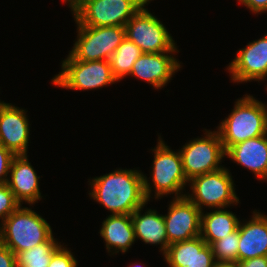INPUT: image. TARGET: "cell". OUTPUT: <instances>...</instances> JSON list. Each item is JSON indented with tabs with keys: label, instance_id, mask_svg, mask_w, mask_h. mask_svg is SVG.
Segmentation results:
<instances>
[{
	"label": "cell",
	"instance_id": "obj_29",
	"mask_svg": "<svg viewBox=\"0 0 267 267\" xmlns=\"http://www.w3.org/2000/svg\"><path fill=\"white\" fill-rule=\"evenodd\" d=\"M247 7L254 14H261L267 11V0H237Z\"/></svg>",
	"mask_w": 267,
	"mask_h": 267
},
{
	"label": "cell",
	"instance_id": "obj_31",
	"mask_svg": "<svg viewBox=\"0 0 267 267\" xmlns=\"http://www.w3.org/2000/svg\"><path fill=\"white\" fill-rule=\"evenodd\" d=\"M214 267H238L237 262H216Z\"/></svg>",
	"mask_w": 267,
	"mask_h": 267
},
{
	"label": "cell",
	"instance_id": "obj_16",
	"mask_svg": "<svg viewBox=\"0 0 267 267\" xmlns=\"http://www.w3.org/2000/svg\"><path fill=\"white\" fill-rule=\"evenodd\" d=\"M169 267H214L212 248L201 236L170 244L163 254Z\"/></svg>",
	"mask_w": 267,
	"mask_h": 267
},
{
	"label": "cell",
	"instance_id": "obj_5",
	"mask_svg": "<svg viewBox=\"0 0 267 267\" xmlns=\"http://www.w3.org/2000/svg\"><path fill=\"white\" fill-rule=\"evenodd\" d=\"M149 0H67L77 25L122 26Z\"/></svg>",
	"mask_w": 267,
	"mask_h": 267
},
{
	"label": "cell",
	"instance_id": "obj_10",
	"mask_svg": "<svg viewBox=\"0 0 267 267\" xmlns=\"http://www.w3.org/2000/svg\"><path fill=\"white\" fill-rule=\"evenodd\" d=\"M125 27L77 25V40L69 54L78 61H109L125 39Z\"/></svg>",
	"mask_w": 267,
	"mask_h": 267
},
{
	"label": "cell",
	"instance_id": "obj_2",
	"mask_svg": "<svg viewBox=\"0 0 267 267\" xmlns=\"http://www.w3.org/2000/svg\"><path fill=\"white\" fill-rule=\"evenodd\" d=\"M225 151L245 140L267 134V105L252 95L237 99L228 117L217 126Z\"/></svg>",
	"mask_w": 267,
	"mask_h": 267
},
{
	"label": "cell",
	"instance_id": "obj_23",
	"mask_svg": "<svg viewBox=\"0 0 267 267\" xmlns=\"http://www.w3.org/2000/svg\"><path fill=\"white\" fill-rule=\"evenodd\" d=\"M61 246L54 236L47 242L16 254L17 267H48L53 253Z\"/></svg>",
	"mask_w": 267,
	"mask_h": 267
},
{
	"label": "cell",
	"instance_id": "obj_22",
	"mask_svg": "<svg viewBox=\"0 0 267 267\" xmlns=\"http://www.w3.org/2000/svg\"><path fill=\"white\" fill-rule=\"evenodd\" d=\"M142 53L141 49L134 42L125 37L109 59L113 75L118 82L124 77L129 76L133 64Z\"/></svg>",
	"mask_w": 267,
	"mask_h": 267
},
{
	"label": "cell",
	"instance_id": "obj_7",
	"mask_svg": "<svg viewBox=\"0 0 267 267\" xmlns=\"http://www.w3.org/2000/svg\"><path fill=\"white\" fill-rule=\"evenodd\" d=\"M227 167L193 177L189 182L191 193L186 196L201 210L223 209L238 205L235 184Z\"/></svg>",
	"mask_w": 267,
	"mask_h": 267
},
{
	"label": "cell",
	"instance_id": "obj_30",
	"mask_svg": "<svg viewBox=\"0 0 267 267\" xmlns=\"http://www.w3.org/2000/svg\"><path fill=\"white\" fill-rule=\"evenodd\" d=\"M238 267H267V256L250 258L237 262Z\"/></svg>",
	"mask_w": 267,
	"mask_h": 267
},
{
	"label": "cell",
	"instance_id": "obj_15",
	"mask_svg": "<svg viewBox=\"0 0 267 267\" xmlns=\"http://www.w3.org/2000/svg\"><path fill=\"white\" fill-rule=\"evenodd\" d=\"M40 178L29 162L28 155H19L12 160L7 185L21 205L25 202L32 206L42 199Z\"/></svg>",
	"mask_w": 267,
	"mask_h": 267
},
{
	"label": "cell",
	"instance_id": "obj_25",
	"mask_svg": "<svg viewBox=\"0 0 267 267\" xmlns=\"http://www.w3.org/2000/svg\"><path fill=\"white\" fill-rule=\"evenodd\" d=\"M21 204L15 199L7 184L0 185V220L12 214Z\"/></svg>",
	"mask_w": 267,
	"mask_h": 267
},
{
	"label": "cell",
	"instance_id": "obj_18",
	"mask_svg": "<svg viewBox=\"0 0 267 267\" xmlns=\"http://www.w3.org/2000/svg\"><path fill=\"white\" fill-rule=\"evenodd\" d=\"M246 223L239 222L237 262L267 256V215L256 209Z\"/></svg>",
	"mask_w": 267,
	"mask_h": 267
},
{
	"label": "cell",
	"instance_id": "obj_13",
	"mask_svg": "<svg viewBox=\"0 0 267 267\" xmlns=\"http://www.w3.org/2000/svg\"><path fill=\"white\" fill-rule=\"evenodd\" d=\"M26 112L11 103L0 106V144L15 156L28 153L30 124Z\"/></svg>",
	"mask_w": 267,
	"mask_h": 267
},
{
	"label": "cell",
	"instance_id": "obj_27",
	"mask_svg": "<svg viewBox=\"0 0 267 267\" xmlns=\"http://www.w3.org/2000/svg\"><path fill=\"white\" fill-rule=\"evenodd\" d=\"M15 155L0 144V185L7 184L10 166Z\"/></svg>",
	"mask_w": 267,
	"mask_h": 267
},
{
	"label": "cell",
	"instance_id": "obj_19",
	"mask_svg": "<svg viewBox=\"0 0 267 267\" xmlns=\"http://www.w3.org/2000/svg\"><path fill=\"white\" fill-rule=\"evenodd\" d=\"M144 207L145 205L139 207L131 214L135 240L140 239L145 244L160 245V251L164 254L168 248L164 216L158 214L155 209H148L142 215Z\"/></svg>",
	"mask_w": 267,
	"mask_h": 267
},
{
	"label": "cell",
	"instance_id": "obj_6",
	"mask_svg": "<svg viewBox=\"0 0 267 267\" xmlns=\"http://www.w3.org/2000/svg\"><path fill=\"white\" fill-rule=\"evenodd\" d=\"M51 81L55 86L64 89L83 91L99 89L118 82L109 61H78L70 54L62 61L59 74L54 75Z\"/></svg>",
	"mask_w": 267,
	"mask_h": 267
},
{
	"label": "cell",
	"instance_id": "obj_24",
	"mask_svg": "<svg viewBox=\"0 0 267 267\" xmlns=\"http://www.w3.org/2000/svg\"><path fill=\"white\" fill-rule=\"evenodd\" d=\"M239 245V227L229 235L222 237L210 246L216 262H237Z\"/></svg>",
	"mask_w": 267,
	"mask_h": 267
},
{
	"label": "cell",
	"instance_id": "obj_1",
	"mask_svg": "<svg viewBox=\"0 0 267 267\" xmlns=\"http://www.w3.org/2000/svg\"><path fill=\"white\" fill-rule=\"evenodd\" d=\"M90 197L114 214L131 215L148 204L144 194L143 172L136 169H115L88 181Z\"/></svg>",
	"mask_w": 267,
	"mask_h": 267
},
{
	"label": "cell",
	"instance_id": "obj_9",
	"mask_svg": "<svg viewBox=\"0 0 267 267\" xmlns=\"http://www.w3.org/2000/svg\"><path fill=\"white\" fill-rule=\"evenodd\" d=\"M204 136L190 140L179 150L183 171L188 181L193 177L223 168L220 164L226 156L218 131L205 129Z\"/></svg>",
	"mask_w": 267,
	"mask_h": 267
},
{
	"label": "cell",
	"instance_id": "obj_26",
	"mask_svg": "<svg viewBox=\"0 0 267 267\" xmlns=\"http://www.w3.org/2000/svg\"><path fill=\"white\" fill-rule=\"evenodd\" d=\"M78 261L71 250L61 245L52 255L48 267H77Z\"/></svg>",
	"mask_w": 267,
	"mask_h": 267
},
{
	"label": "cell",
	"instance_id": "obj_21",
	"mask_svg": "<svg viewBox=\"0 0 267 267\" xmlns=\"http://www.w3.org/2000/svg\"><path fill=\"white\" fill-rule=\"evenodd\" d=\"M204 213L201 212L200 236L208 245L234 232L239 226L236 214L225 208Z\"/></svg>",
	"mask_w": 267,
	"mask_h": 267
},
{
	"label": "cell",
	"instance_id": "obj_17",
	"mask_svg": "<svg viewBox=\"0 0 267 267\" xmlns=\"http://www.w3.org/2000/svg\"><path fill=\"white\" fill-rule=\"evenodd\" d=\"M225 156L251 170L258 180L267 181V134L230 146Z\"/></svg>",
	"mask_w": 267,
	"mask_h": 267
},
{
	"label": "cell",
	"instance_id": "obj_28",
	"mask_svg": "<svg viewBox=\"0 0 267 267\" xmlns=\"http://www.w3.org/2000/svg\"><path fill=\"white\" fill-rule=\"evenodd\" d=\"M0 267H17L15 253L0 243Z\"/></svg>",
	"mask_w": 267,
	"mask_h": 267
},
{
	"label": "cell",
	"instance_id": "obj_32",
	"mask_svg": "<svg viewBox=\"0 0 267 267\" xmlns=\"http://www.w3.org/2000/svg\"><path fill=\"white\" fill-rule=\"evenodd\" d=\"M137 264H138V265H137ZM137 266H138V267H141V266H139V263H136V264L134 263L133 265H132V264H130V266H129V267H137Z\"/></svg>",
	"mask_w": 267,
	"mask_h": 267
},
{
	"label": "cell",
	"instance_id": "obj_11",
	"mask_svg": "<svg viewBox=\"0 0 267 267\" xmlns=\"http://www.w3.org/2000/svg\"><path fill=\"white\" fill-rule=\"evenodd\" d=\"M201 212L186 195L172 199L163 215L168 246L200 236Z\"/></svg>",
	"mask_w": 267,
	"mask_h": 267
},
{
	"label": "cell",
	"instance_id": "obj_12",
	"mask_svg": "<svg viewBox=\"0 0 267 267\" xmlns=\"http://www.w3.org/2000/svg\"><path fill=\"white\" fill-rule=\"evenodd\" d=\"M226 69L231 75L230 80L234 83L266 80L267 34L239 49Z\"/></svg>",
	"mask_w": 267,
	"mask_h": 267
},
{
	"label": "cell",
	"instance_id": "obj_20",
	"mask_svg": "<svg viewBox=\"0 0 267 267\" xmlns=\"http://www.w3.org/2000/svg\"><path fill=\"white\" fill-rule=\"evenodd\" d=\"M99 233L106 243L107 252L114 251L111 255L127 252L136 241L131 215L128 214H110L102 222Z\"/></svg>",
	"mask_w": 267,
	"mask_h": 267
},
{
	"label": "cell",
	"instance_id": "obj_8",
	"mask_svg": "<svg viewBox=\"0 0 267 267\" xmlns=\"http://www.w3.org/2000/svg\"><path fill=\"white\" fill-rule=\"evenodd\" d=\"M150 0L126 23L125 36L143 53L179 52L177 44L155 15L146 7Z\"/></svg>",
	"mask_w": 267,
	"mask_h": 267
},
{
	"label": "cell",
	"instance_id": "obj_4",
	"mask_svg": "<svg viewBox=\"0 0 267 267\" xmlns=\"http://www.w3.org/2000/svg\"><path fill=\"white\" fill-rule=\"evenodd\" d=\"M52 236L50 224L34 210L22 205L0 223V243L15 255L47 242Z\"/></svg>",
	"mask_w": 267,
	"mask_h": 267
},
{
	"label": "cell",
	"instance_id": "obj_14",
	"mask_svg": "<svg viewBox=\"0 0 267 267\" xmlns=\"http://www.w3.org/2000/svg\"><path fill=\"white\" fill-rule=\"evenodd\" d=\"M175 53H142L133 64L129 76L142 79L157 90L162 89L182 66L174 56Z\"/></svg>",
	"mask_w": 267,
	"mask_h": 267
},
{
	"label": "cell",
	"instance_id": "obj_3",
	"mask_svg": "<svg viewBox=\"0 0 267 267\" xmlns=\"http://www.w3.org/2000/svg\"><path fill=\"white\" fill-rule=\"evenodd\" d=\"M158 142L153 148L154 159L152 162L151 180L149 182L146 175L143 174L144 194L147 201L150 202L152 187L154 189V198L161 199L164 195H173L175 198L183 197V190L189 181L187 180L182 164L180 151H173L161 136L158 137ZM151 184V185H150ZM153 185V186H152Z\"/></svg>",
	"mask_w": 267,
	"mask_h": 267
}]
</instances>
